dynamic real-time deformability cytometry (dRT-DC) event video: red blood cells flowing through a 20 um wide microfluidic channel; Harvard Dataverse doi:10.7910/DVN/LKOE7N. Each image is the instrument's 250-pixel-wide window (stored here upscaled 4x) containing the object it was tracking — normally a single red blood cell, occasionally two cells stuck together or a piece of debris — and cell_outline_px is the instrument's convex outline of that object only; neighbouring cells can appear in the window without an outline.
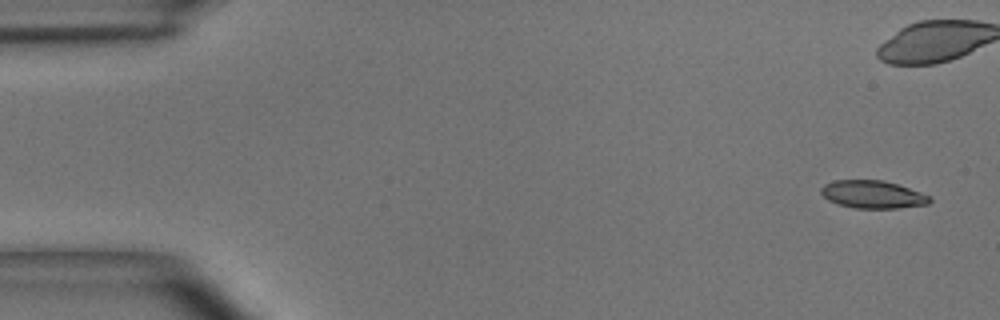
{"species": "common noctule bat (a hibernating species)", "species_latin": "Nyctalus noctula", "temperature_condition": "room temperature", "stored_images_in_passage": 6, "camera_frame_rate_fps": 3000, "um_per_image_px": 0.085, "animal": {"sex": "male", "body_mass_g": 15.6}, "frame": {"image": 1, "passage_image": 1, "time_ms": 0.0, "image_size_px": [1000, 320], "cell_outline_px": [[932, 200], [928, 204], [900, 208], [856, 208], [840, 204], [828, 200], [820, 192], [820, 188], [824, 184], [836, 180], [884, 180], [932, 196]], "centroid_in_image_um": [74.2, 16.52], "position_along_channel_um": 10.8, "area_um2": 17.51}}